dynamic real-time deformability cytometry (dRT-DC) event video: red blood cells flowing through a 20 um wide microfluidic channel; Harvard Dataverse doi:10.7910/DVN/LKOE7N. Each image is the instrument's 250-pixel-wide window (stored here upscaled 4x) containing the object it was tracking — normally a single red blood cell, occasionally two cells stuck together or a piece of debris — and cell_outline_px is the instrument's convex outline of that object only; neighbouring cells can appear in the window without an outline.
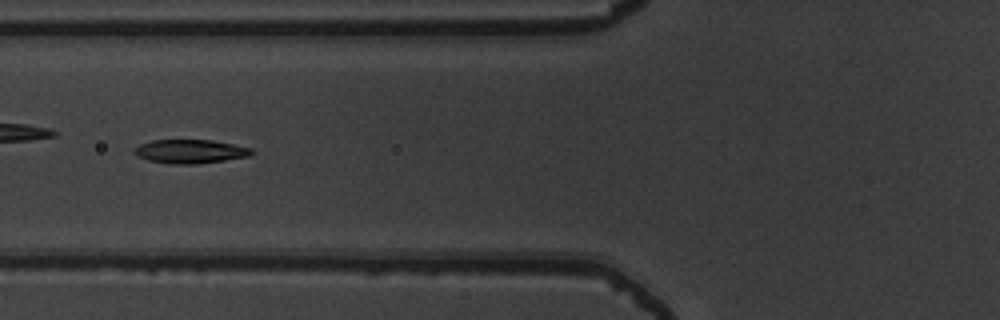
{"species": "common noctule bat (a hibernating species)", "species_latin": "Nyctalus noctula", "temperature_condition": "warm", "stored_images_in_passage": 2, "camera_frame_rate_fps": 3000, "um_per_image_px": 0.085, "animal": {"sex": "male", "body_mass_g": 19.5, "forearm_length_mm": 54.6}, "frame": {"image": 1, "passage_image": 2, "time_ms": 0.333, "image_size_px": [1000, 320], "cell_outline_px": [[256, 152], [248, 156], [224, 160], [196, 164], [168, 164], [148, 160], [136, 156], [132, 152], [132, 148], [140, 144], [152, 140], [212, 140], [252, 148]], "centroid_in_image_um": [16.12, 12.87], "position_along_channel_um": 109.7, "area_um2": 16.42}}